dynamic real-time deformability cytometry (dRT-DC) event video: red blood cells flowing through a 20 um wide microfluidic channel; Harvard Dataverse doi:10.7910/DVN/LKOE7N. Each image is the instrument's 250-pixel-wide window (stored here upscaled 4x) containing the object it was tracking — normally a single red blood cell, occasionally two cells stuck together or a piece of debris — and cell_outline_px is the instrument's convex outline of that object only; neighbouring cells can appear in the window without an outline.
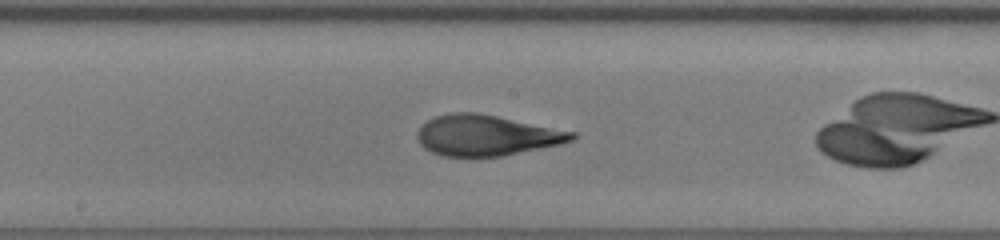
{"species": "human", "species_latin": "Homo sapiens", "temperature_condition": "room temperature", "stored_images_in_passage": 33, "camera_frame_rate_fps": 3000, "um_per_image_px": 0.085, "donor": {"sex": "female"}, "frame": {"image": 1, "passage_image": 10, "time_ms": 3.0, "image_size_px": [1000, 240], "cell_outline_px": [[576, 136], [572, 140], [560, 144], [500, 156], [440, 156], [424, 148], [420, 144], [416, 136], [416, 132], [428, 120], [436, 116], [452, 112], [476, 112], [576, 132]], "centroid_in_image_um": [41.31, 11.5], "position_along_channel_um": 206.9, "area_um2": 36.3}, "authors_computed_cell_mechanics": {"area_um2": 36.2406, "velocity_mm_per_s": 4.1139, "shape_relaxation_time_tau1_ms": 7.5353, "shape_relaxation_time_tau2_ms": null, "deformation_change_tau1": 0.2914, "deformation_change_tau2": null}}